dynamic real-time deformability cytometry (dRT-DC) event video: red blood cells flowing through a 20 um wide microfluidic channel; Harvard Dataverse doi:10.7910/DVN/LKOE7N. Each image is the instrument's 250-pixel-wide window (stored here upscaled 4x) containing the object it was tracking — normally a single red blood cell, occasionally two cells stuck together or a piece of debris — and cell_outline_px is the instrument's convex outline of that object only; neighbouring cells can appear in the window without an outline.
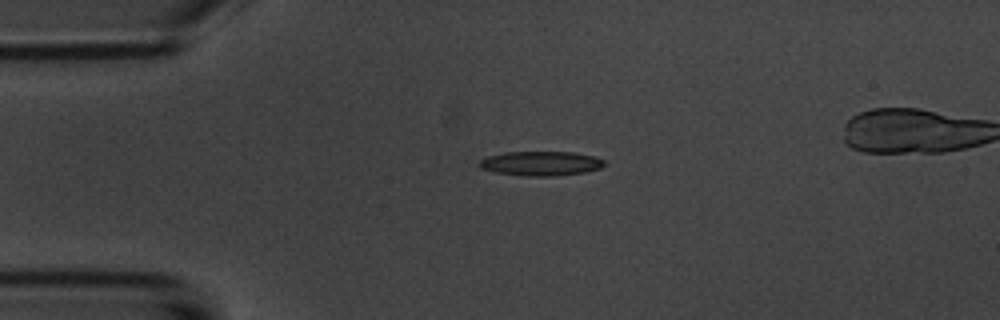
{"species": "common noctule bat (a hibernating species)", "species_latin": "Nyctalus noctula", "temperature_condition": "room temperature", "stored_images_in_passage": 5, "camera_frame_rate_fps": 3000, "um_per_image_px": 0.085, "animal": {"sex": "male", "body_mass_g": 20.1, "forearm_length_mm": 53.5}, "frame": {"image": 1, "passage_image": 4, "time_ms": 3.333, "image_size_px": [1000, 320], "cell_outline_px": [[608, 164], [600, 168], [584, 172], [556, 176], [524, 176], [496, 172], [480, 168], [476, 164], [480, 160], [488, 156], [504, 152], [572, 152], [596, 156], [604, 160]], "centroid_in_image_um": [45.99, 13.89], "position_along_channel_um": 39.0, "area_um2": 17.98}}